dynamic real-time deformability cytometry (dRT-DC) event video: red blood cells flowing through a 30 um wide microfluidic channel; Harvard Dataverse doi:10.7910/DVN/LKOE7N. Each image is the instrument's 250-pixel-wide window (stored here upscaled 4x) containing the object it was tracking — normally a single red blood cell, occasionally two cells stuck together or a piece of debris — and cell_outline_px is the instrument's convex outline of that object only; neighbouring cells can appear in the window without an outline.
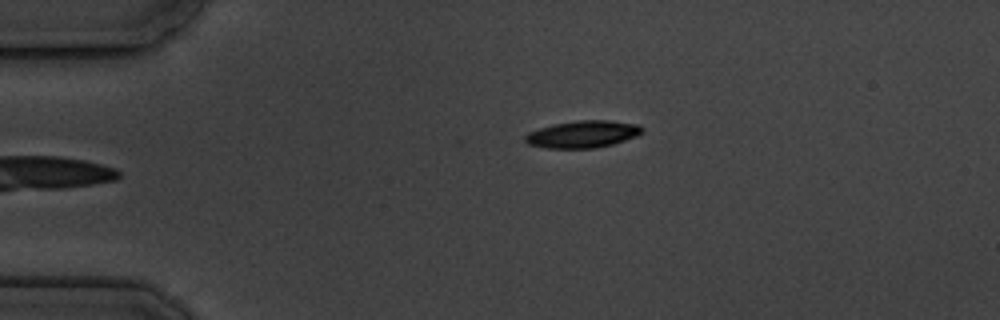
{"species": "common noctule bat (a hibernating species)", "species_latin": "Nyctalus noctula", "temperature_condition": "cold", "stored_images_in_passage": 6, "camera_frame_rate_fps": 3000, "um_per_image_px": 0.085, "animal": {"sex": "male", "body_mass_g": 19.5, "forearm_length_mm": 54.6}, "frame": {"image": 1, "passage_image": 6, "time_ms": 5.667, "image_size_px": [1000, 320], "cell_outline_px": [[644, 132], [636, 136], [612, 144], [596, 148], [544, 148], [528, 144], [524, 140], [524, 136], [528, 132], [552, 124], [580, 120], [608, 120], [636, 124], [644, 128]], "centroid_in_image_um": [49.51, 11.41], "position_along_channel_um": 35.5, "area_um2": 18.5}}